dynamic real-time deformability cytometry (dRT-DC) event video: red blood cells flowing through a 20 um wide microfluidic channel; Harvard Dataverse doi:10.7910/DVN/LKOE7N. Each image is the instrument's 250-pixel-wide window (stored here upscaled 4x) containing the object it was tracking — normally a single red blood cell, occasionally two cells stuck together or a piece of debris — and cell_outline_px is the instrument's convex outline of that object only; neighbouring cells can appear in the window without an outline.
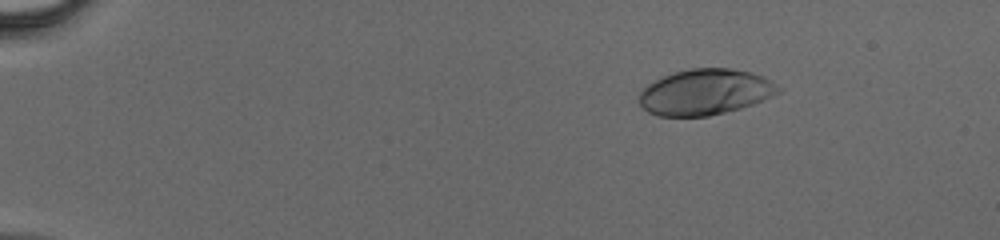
{"species": "human", "species_latin": "Homo sapiens", "temperature_condition": "cold", "stored_images_in_passage": 42, "camera_frame_rate_fps": 3000, "um_per_image_px": 0.085, "donor": {"sex": "male"}, "frame": {"image": 1, "passage_image": 3, "time_ms": 0.667, "image_size_px": [1000, 240], "cell_outline_px": [[784, 88], [780, 92], [772, 96], [752, 104], [740, 108], [708, 116], [656, 116], [648, 112], [640, 104], [640, 92], [648, 84], [664, 76], [688, 68], [728, 68], [752, 72], [764, 76], [772, 80]], "centroid_in_image_um": [59.99, 7.82], "position_along_channel_um": 25.0, "area_um2": 37.17}}
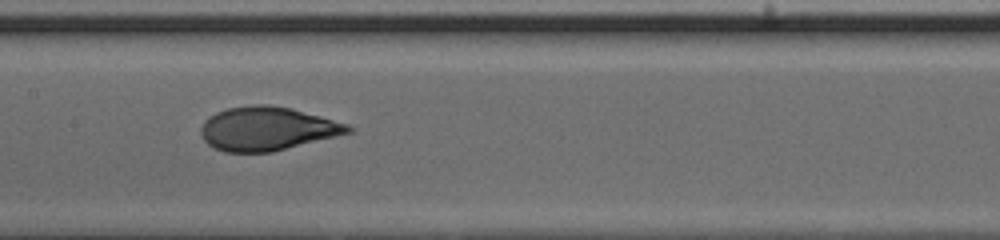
{"frame": {"image": 2, "passage_image": 21, "time_ms": 6.667, "image_size_px": [1000, 240], "cell_outline_px": [[356, 128], [352, 132], [272, 152], [224, 152], [208, 144], [204, 140], [200, 132], [200, 128], [204, 120], [216, 112], [228, 108], [252, 104], [268, 104], [288, 108], [320, 116], [348, 124]], "centroid_in_image_um": [22.7, 10.94], "position_along_channel_um": 184.7, "area_um2": 37.34}}
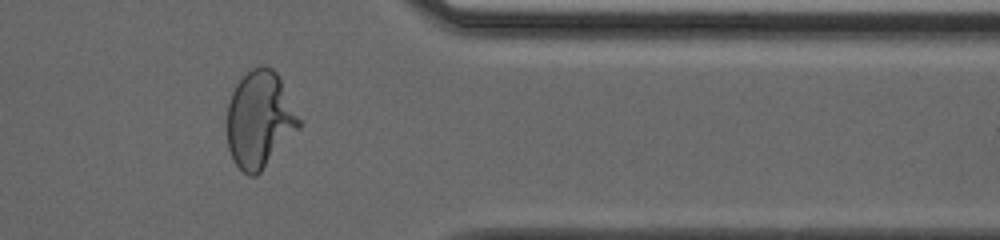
{"frame": {"image": 3, "passage_image": 35, "time_ms": 11.333, "image_size_px": [1000, 240], "cell_outline_px": [[300, 128], [260, 172], [256, 176], [248, 176], [236, 164], [228, 148], [228, 100], [236, 84], [252, 68], [264, 64], [272, 68], [276, 72], [300, 120]], "centroid_in_image_um": [22.06, 10.16], "position_along_channel_um": 389.3, "area_um2": 40.0}}